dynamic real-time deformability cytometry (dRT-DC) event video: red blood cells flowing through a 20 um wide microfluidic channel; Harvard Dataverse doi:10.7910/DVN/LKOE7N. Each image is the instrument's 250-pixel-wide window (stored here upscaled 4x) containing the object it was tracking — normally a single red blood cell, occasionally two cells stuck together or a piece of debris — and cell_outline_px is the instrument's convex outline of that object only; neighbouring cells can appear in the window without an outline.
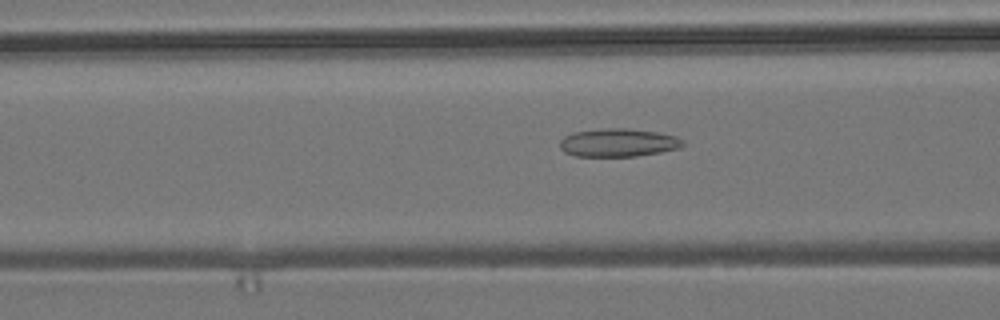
{"species": "common noctule bat (a hibernating species)", "species_latin": "Nyctalus noctula", "temperature_condition": "room temperature", "stored_images_in_passage": 38, "camera_frame_rate_fps": 3000, "um_per_image_px": 0.085, "animal": {"sex": "male", "body_mass_g": 19.2, "forearm_length_mm": 51.8}, "frame": {"image": 1, "passage_image": 5, "time_ms": 1.333, "image_size_px": [1000, 320], "cell_outline_px": [[684, 144], [680, 148], [660, 152], [636, 156], [576, 156], [564, 152], [560, 148], [560, 140], [564, 136], [572, 132], [608, 128], [628, 128], [656, 132], [676, 136], [684, 140]], "centroid_in_image_um": [52.55, 12.12], "position_along_channel_um": 114.1, "area_um2": 20.23}}
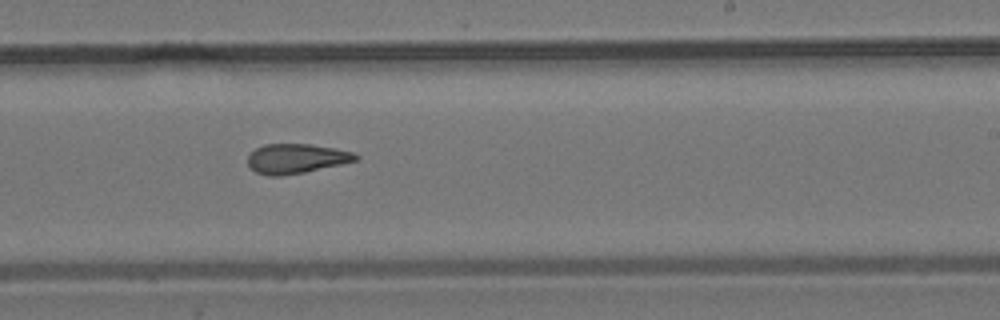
{"frame": {"image": 2, "passage_image": 17, "time_ms": 5.333, "image_size_px": [1000, 320], "cell_outline_px": [[360, 160], [304, 172], [280, 176], [268, 176], [256, 172], [248, 164], [248, 156], [256, 148], [264, 144], [312, 144], [336, 148], [352, 152], [360, 156]], "centroid_in_image_um": [25.21, 13.47], "position_along_channel_um": 263.8, "area_um2": 18.67}}
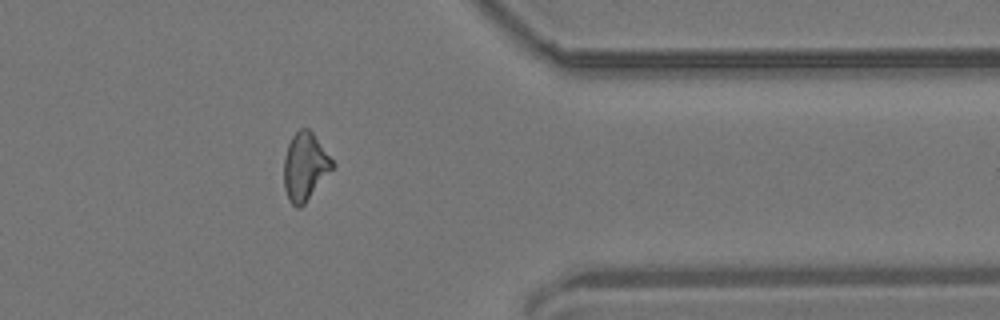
{"frame": {"image": 3, "passage_image": 28, "time_ms": 9.0, "image_size_px": [1000, 320], "cell_outline_px": [[336, 164], [304, 204], [300, 208], [296, 208], [288, 200], [284, 188], [284, 156], [288, 144], [292, 136], [300, 128], [308, 128], [312, 132]], "centroid_in_image_um": [25.91, 14.16], "position_along_channel_um": 385.5, "area_um2": 19.07}, "authors_computed_cell_mechanics": {"area_um2": 18.9006, "velocity_mm_per_s": 3.7429, "shape_relaxation_time_tau1_ms": null, "shape_relaxation_time_tau2_ms": 2.9453, "deformation_change_tau1": null, "deformation_change_tau2": 0.1223}}